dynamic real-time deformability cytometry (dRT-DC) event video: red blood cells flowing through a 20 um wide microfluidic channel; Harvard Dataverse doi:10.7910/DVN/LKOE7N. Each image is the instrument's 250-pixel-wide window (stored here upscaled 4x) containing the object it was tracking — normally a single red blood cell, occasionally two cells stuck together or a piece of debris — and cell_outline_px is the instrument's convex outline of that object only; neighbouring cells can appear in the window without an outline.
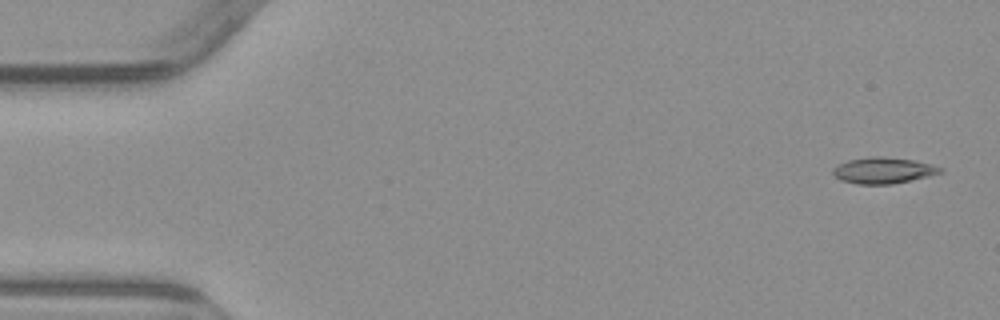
{"species": "common noctule bat (a hibernating species)", "species_latin": "Nyctalus noctula", "temperature_condition": "warm", "stored_images_in_passage": 3, "camera_frame_rate_fps": 3000, "um_per_image_px": 0.085, "animal": {"sex": "male", "body_mass_g": 23.1, "forearm_length_mm": 52.7}, "frame": {"image": 1, "passage_image": 1, "time_ms": 0.0, "image_size_px": [1000, 320], "cell_outline_px": [[944, 172], [928, 176], [892, 184], [856, 184], [840, 180], [832, 172], [832, 168], [848, 160], [872, 156], [880, 156], [912, 160], [944, 168]], "centroid_in_image_um": [75.06, 14.49], "position_along_channel_um": 9.9, "area_um2": 16.18}}